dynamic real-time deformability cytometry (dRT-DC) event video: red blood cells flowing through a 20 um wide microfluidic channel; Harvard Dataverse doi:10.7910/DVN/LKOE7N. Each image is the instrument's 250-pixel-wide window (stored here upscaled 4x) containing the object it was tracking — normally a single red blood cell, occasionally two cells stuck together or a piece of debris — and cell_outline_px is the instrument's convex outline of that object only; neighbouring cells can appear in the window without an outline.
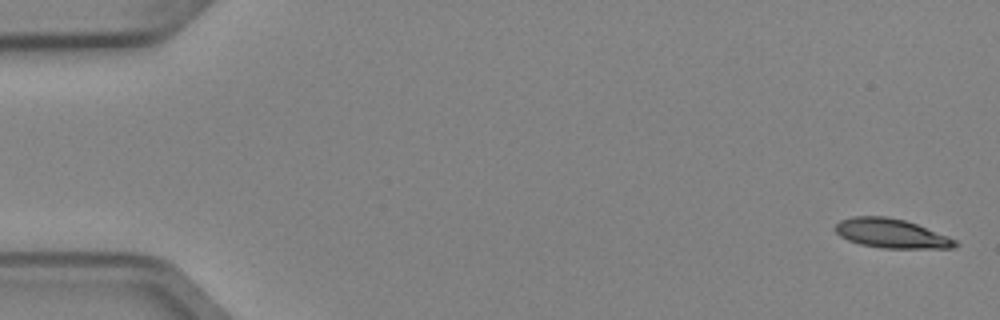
{"species": "Egyptian fruit bat (a non-hibernating species)", "species_latin": "Rousettus aegyptiacus", "temperature_condition": "cold", "stored_images_in_passage": 5, "camera_frame_rate_fps": 3000, "um_per_image_px": 0.085, "animal": {"sex": "female"}, "frame": {"image": 1, "passage_image": 1, "time_ms": 0.0, "image_size_px": [1000, 320], "cell_outline_px": [[960, 244], [956, 248], [880, 248], [860, 244], [848, 240], [840, 236], [832, 228], [840, 220], [852, 216], [888, 216], [904, 220], [916, 224], [948, 236], [956, 240]], "centroid_in_image_um": [75.75, 19.84], "position_along_channel_um": 9.3, "area_um2": 20.58}}
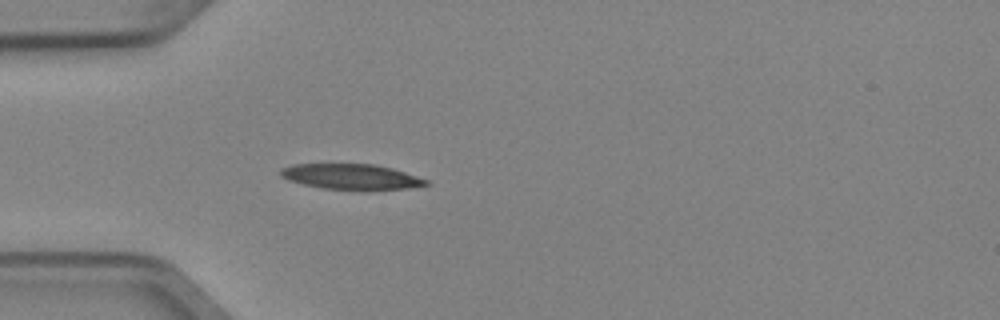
{"frame": {"image": 2, "passage_image": 5, "time_ms": 1.333, "image_size_px": [1000, 320], "cell_outline_px": [[428, 184], [408, 188], [324, 188], [304, 184], [288, 180], [280, 176], [280, 168], [292, 164], [372, 164], [392, 168], [428, 180]], "centroid_in_image_um": [29.77, 14.98], "position_along_channel_um": 55.2, "area_um2": 20.75}}